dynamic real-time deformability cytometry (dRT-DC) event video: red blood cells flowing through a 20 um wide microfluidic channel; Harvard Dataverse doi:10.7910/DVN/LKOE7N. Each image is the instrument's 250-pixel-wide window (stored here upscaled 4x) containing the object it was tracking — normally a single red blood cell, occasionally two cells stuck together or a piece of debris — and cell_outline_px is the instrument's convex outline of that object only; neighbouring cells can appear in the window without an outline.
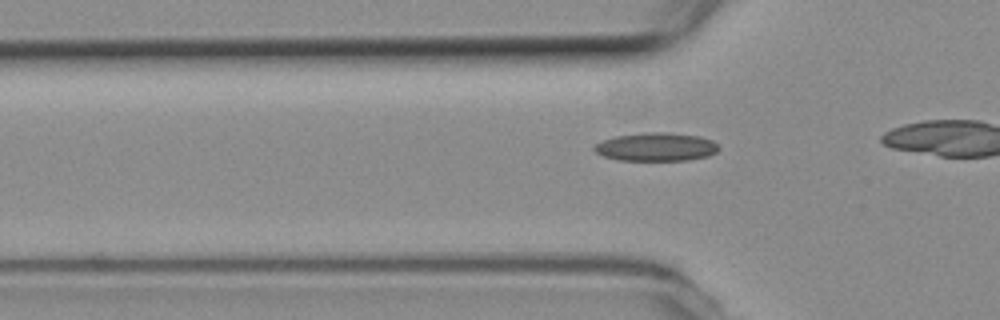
{"species": "common noctule bat (a hibernating species)", "species_latin": "Nyctalus noctula", "temperature_condition": "room temperature", "stored_images_in_passage": 9, "camera_frame_rate_fps": 3000, "um_per_image_px": 0.085, "animal": {"sex": "female", "body_mass_g": 19.3, "forearm_length_mm": 54.1}, "frame": {"image": 1, "passage_image": 3, "time_ms": 0.667, "image_size_px": [1000, 320], "cell_outline_px": [[720, 148], [716, 152], [708, 156], [688, 160], [620, 160], [604, 156], [596, 152], [592, 148], [596, 144], [604, 140], [616, 136], [648, 132], [664, 132], [700, 136], [712, 140]], "centroid_in_image_um": [55.79, 12.48], "position_along_channel_um": 70.0, "area_um2": 20.4}}
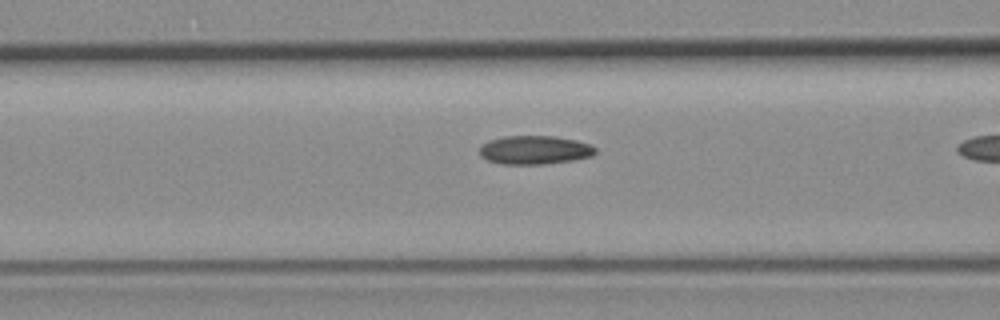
{"frame": {"image": 2, "passage_image": 7, "time_ms": 2.0, "image_size_px": [1000, 320], "cell_outline_px": [[596, 152], [592, 156], [572, 160], [544, 164], [500, 164], [488, 160], [480, 156], [480, 148], [488, 140], [504, 136], [552, 136], [576, 140], [588, 144], [596, 148]], "centroid_in_image_um": [45.43, 12.75], "position_along_channel_um": 121.2, "area_um2": 19.25}}